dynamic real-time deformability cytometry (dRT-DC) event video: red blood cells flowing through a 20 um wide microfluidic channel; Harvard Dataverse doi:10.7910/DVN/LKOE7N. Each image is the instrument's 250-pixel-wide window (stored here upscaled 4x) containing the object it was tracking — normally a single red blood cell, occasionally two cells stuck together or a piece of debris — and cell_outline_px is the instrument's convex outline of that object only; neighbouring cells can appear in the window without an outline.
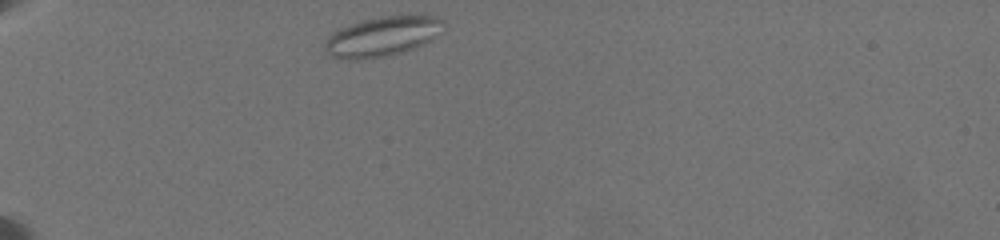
{"species": "common noctule bat (a hibernating species)", "species_latin": "Nyctalus noctula", "temperature_condition": "warm", "stored_images_in_passage": 41, "camera_frame_rate_fps": 3000, "um_per_image_px": 0.085, "animal": {"sex": "female", "body_mass_g": 19.5, "forearm_length_mm": 54.1}, "frame": {"image": 1, "passage_image": 1, "time_ms": 0.0, "image_size_px": [1000, 240], "cell_outline_px": [[444, 32], [412, 48], [384, 56], [360, 60], [344, 60], [332, 56], [324, 48], [324, 44], [328, 36], [340, 28], [352, 24], [380, 16], [436, 16], [444, 20]], "centroid_in_image_um": [32.49, 3.1], "position_along_channel_um": 52.5, "area_um2": 27.05}}
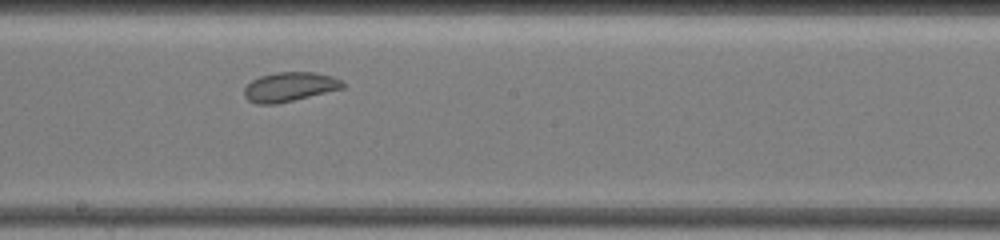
{"frame": {"image": 2, "passage_image": 20, "time_ms": 6.0, "image_size_px": [1000, 240], "cell_outline_px": [[344, 88], [276, 104], [256, 104], [248, 100], [244, 96], [244, 88], [252, 80], [260, 76], [276, 72], [312, 72], [332, 76], [340, 80], [344, 84]], "centroid_in_image_um": [24.59, 7.38], "position_along_channel_um": 223.6, "area_um2": 16.7}}
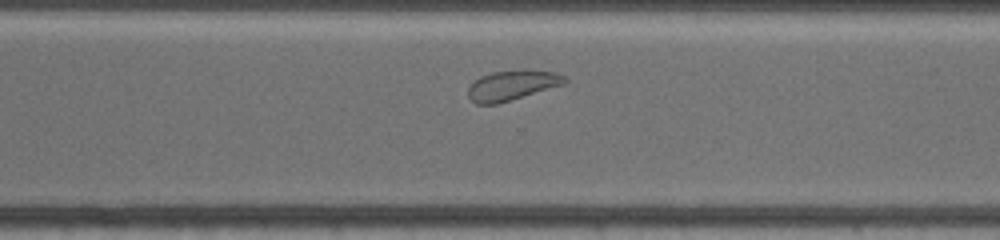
{"frame": {"image": 3, "passage_image": 38, "time_ms": 9.0, "image_size_px": [1000, 240], "cell_outline_px": [[568, 84], [496, 104], [476, 104], [468, 96], [468, 88], [480, 76], [492, 72], [524, 68], [528, 68], [556, 72], [564, 76], [568, 80]], "centroid_in_image_um": [43.61, 7.22], "position_along_channel_um": 327.0, "area_um2": 17.34}}